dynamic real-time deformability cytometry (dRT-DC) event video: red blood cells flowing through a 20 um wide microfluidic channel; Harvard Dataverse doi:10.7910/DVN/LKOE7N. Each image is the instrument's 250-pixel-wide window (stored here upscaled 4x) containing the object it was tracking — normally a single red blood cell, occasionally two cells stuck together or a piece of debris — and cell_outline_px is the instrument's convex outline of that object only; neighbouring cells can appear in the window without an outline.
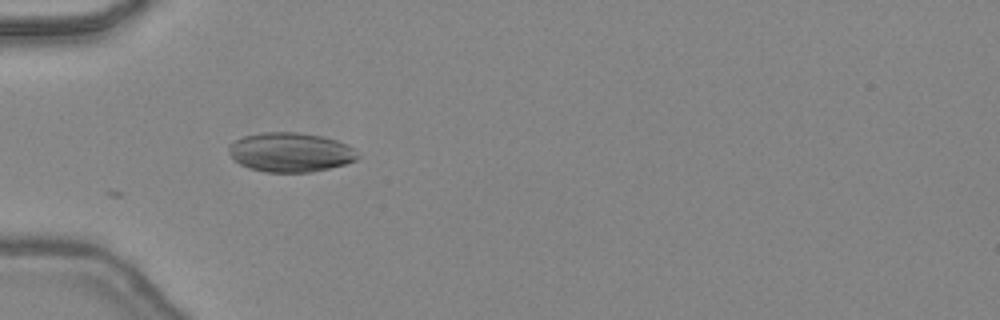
{"species": "common noctule bat (a hibernating species)", "species_latin": "Nyctalus noctula", "temperature_condition": "warm", "stored_images_in_passage": 4, "camera_frame_rate_fps": 3000, "um_per_image_px": 0.085, "animal": {"sex": "female", "body_mass_g": 24.6, "forearm_length_mm": 56.2}, "frame": {"image": 1, "passage_image": 1, "time_ms": 0.0, "image_size_px": [1000, 320], "cell_outline_px": [[360, 156], [356, 160], [344, 164], [312, 172], [264, 172], [248, 168], [240, 164], [228, 152], [228, 144], [244, 136], [264, 132], [296, 132], [320, 136], [336, 140], [348, 144], [356, 148]], "centroid_in_image_um": [24.7, 12.94], "position_along_channel_um": 60.3, "area_um2": 29.65}}
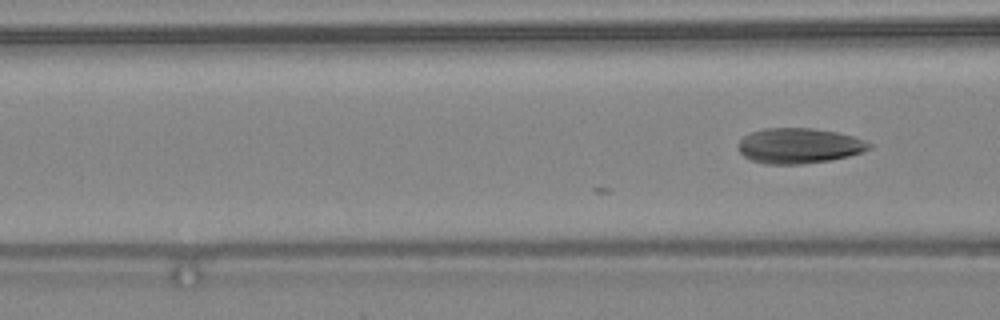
{"frame": {"image": 2, "passage_image": 4, "time_ms": 1.0, "image_size_px": [1000, 320], "cell_outline_px": [[872, 148], [848, 156], [832, 160], [804, 164], [764, 164], [752, 160], [744, 156], [740, 152], [740, 140], [744, 136], [752, 132], [764, 128], [812, 128], [836, 132], [852, 136], [864, 140], [872, 144]], "centroid_in_image_um": [67.93, 12.39], "position_along_channel_um": 98.7, "area_um2": 26.82}}